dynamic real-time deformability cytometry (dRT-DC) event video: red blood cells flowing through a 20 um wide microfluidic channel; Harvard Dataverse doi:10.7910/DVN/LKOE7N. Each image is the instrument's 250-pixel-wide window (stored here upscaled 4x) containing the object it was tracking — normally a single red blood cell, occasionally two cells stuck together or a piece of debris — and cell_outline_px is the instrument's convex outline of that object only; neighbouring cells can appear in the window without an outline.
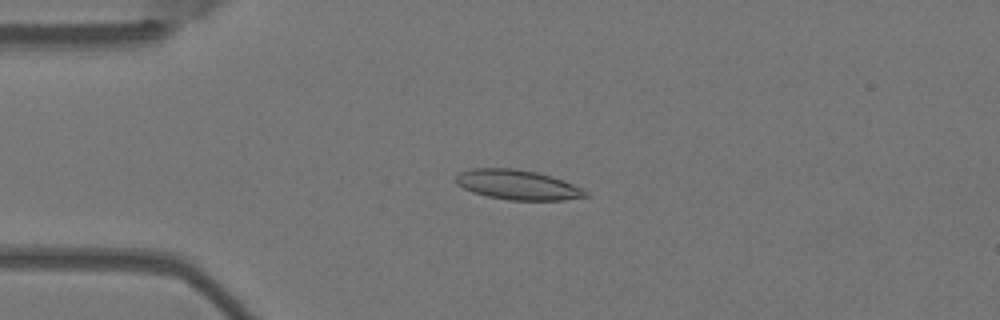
{"species": "Egyptian fruit bat (a non-hibernating species)", "species_latin": "Rousettus aegyptiacus", "temperature_condition": "warm", "stored_images_in_passage": 7, "camera_frame_rate_fps": 3000, "um_per_image_px": 0.085, "animal": {"sex": "female"}, "frame": {"image": 1, "passage_image": 4, "time_ms": 1.0, "image_size_px": [1000, 320], "cell_outline_px": [[588, 196], [564, 200], [508, 200], [488, 196], [472, 192], [456, 184], [452, 180], [460, 172], [472, 168], [512, 168], [536, 172], [552, 176], [572, 184], [588, 192]], "centroid_in_image_um": [43.95, 15.7], "position_along_channel_um": 41.1, "area_um2": 22.48}}
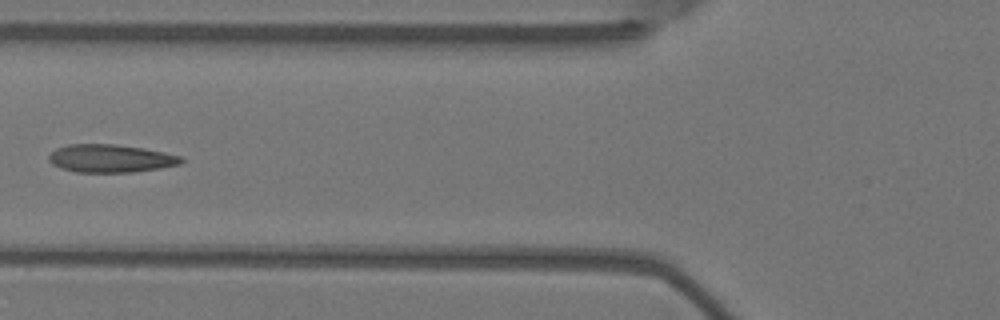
{"frame": {"image": 2, "passage_image": 6, "time_ms": 1.667, "image_size_px": [1000, 320], "cell_outline_px": [[184, 160], [180, 164], [160, 168], [132, 172], [76, 172], [60, 168], [52, 164], [48, 160], [48, 156], [56, 148], [68, 144], [116, 144], [144, 148], [164, 152], [180, 156]], "centroid_in_image_um": [9.38, 13.46], "position_along_channel_um": 116.4, "area_um2": 21.62}}
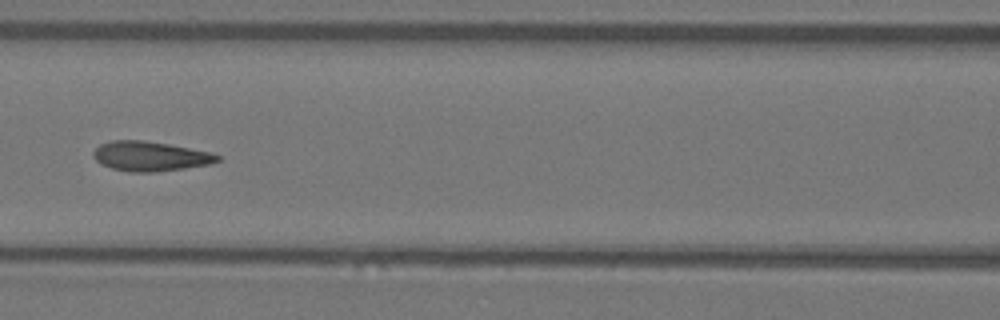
{"frame": {"image": 3, "passage_image": 7, "time_ms": 2.0, "image_size_px": [1000, 320], "cell_outline_px": [[220, 160], [208, 164], [184, 168], [152, 172], [132, 172], [112, 168], [100, 164], [92, 156], [92, 152], [100, 144], [112, 140], [144, 140], [168, 144], [212, 152], [220, 156]], "centroid_in_image_um": [12.74, 13.27], "position_along_channel_um": 153.9, "area_um2": 21.39}}